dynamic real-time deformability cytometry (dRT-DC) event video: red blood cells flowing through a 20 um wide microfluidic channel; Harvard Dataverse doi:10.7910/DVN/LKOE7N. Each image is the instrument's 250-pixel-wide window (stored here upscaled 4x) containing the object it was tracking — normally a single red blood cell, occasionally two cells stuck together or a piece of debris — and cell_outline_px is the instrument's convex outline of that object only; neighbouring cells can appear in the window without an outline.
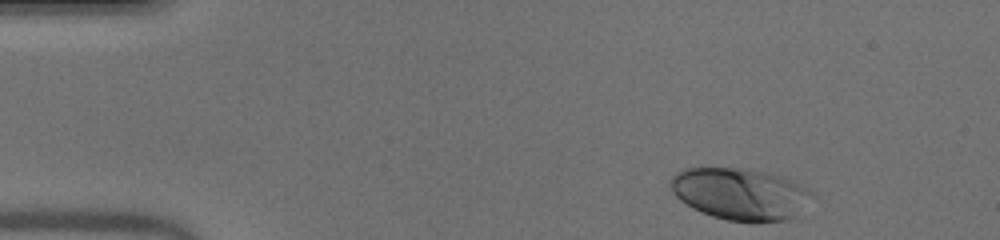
{"species": "human", "species_latin": "Homo sapiens", "temperature_condition": "warm", "stored_images_in_passage": 45, "camera_frame_rate_fps": 3000, "um_per_image_px": 0.085, "donor": {"sex": "male"}, "frame": {"image": 1, "passage_image": 1, "time_ms": 0.0, "image_size_px": [1000, 240], "cell_outline_px": [[816, 196], [796, 216], [788, 220], [760, 224], [752, 224], [728, 220], [712, 216], [692, 208], [680, 200], [672, 192], [668, 184], [668, 180], [676, 172], [684, 168], [740, 168], [768, 172], [784, 176], [808, 188]], "centroid_in_image_um": [62.96, 16.5], "position_along_channel_um": 22.0, "area_um2": 43.87}}
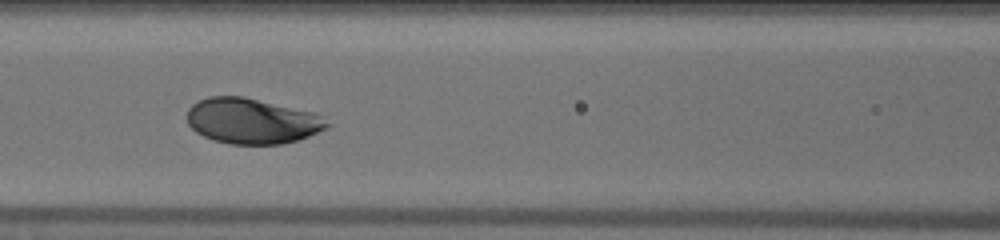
{"frame": {"image": 2, "passage_image": 17, "time_ms": 5.333, "image_size_px": [1000, 240], "cell_outline_px": [[332, 124], [328, 128], [300, 140], [280, 144], [228, 144], [212, 140], [196, 132], [188, 124], [188, 108], [192, 104], [208, 96], [244, 96], [312, 112], [324, 116]], "centroid_in_image_um": [21.45, 10.29], "position_along_channel_um": 145.2, "area_um2": 37.4}}
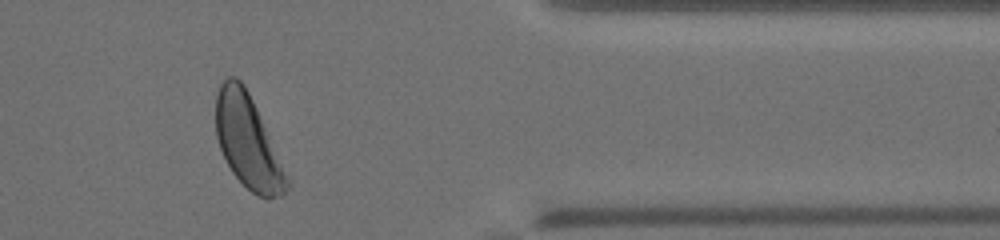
{"frame": {"image": 3, "passage_image": 37, "time_ms": 12.0, "image_size_px": [1000, 240], "cell_outline_px": [[292, 184], [280, 196], [268, 200], [256, 196], [232, 172], [220, 148], [216, 136], [216, 96], [220, 84], [228, 76], [236, 76], [244, 84], [256, 108]], "centroid_in_image_um": [21.07, 12.07], "position_along_channel_um": 390.3, "area_um2": 38.15}, "authors_computed_cell_mechanics": {"area_um2": 38.148, "velocity_mm_per_s": 3.9903, "shape_relaxation_time_tau1_ms": 1.7278, "shape_relaxation_time_tau2_ms": null, "deformation_change_tau1": 0.1302, "deformation_change_tau2": null}}